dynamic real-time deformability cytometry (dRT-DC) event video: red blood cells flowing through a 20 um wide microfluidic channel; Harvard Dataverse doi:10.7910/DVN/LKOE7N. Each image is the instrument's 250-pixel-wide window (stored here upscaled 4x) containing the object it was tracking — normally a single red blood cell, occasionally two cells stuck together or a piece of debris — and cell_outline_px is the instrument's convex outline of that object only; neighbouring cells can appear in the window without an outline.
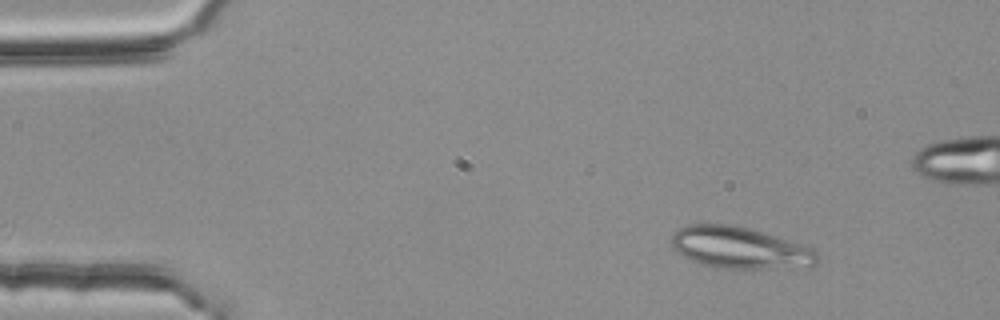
{"species": "common noctule bat (a hibernating species)", "species_latin": "Nyctalus noctula", "temperature_condition": "room temperature", "stored_images_in_passage": 47, "camera_frame_rate_fps": 3000, "um_per_image_px": 0.085, "animal": {"sex": "female", "body_mass_g": 25.1}, "frame": {"image": 1, "passage_image": 1, "time_ms": 0.0, "image_size_px": [1000, 320], "cell_outline_px": [[816, 264], [808, 268], [724, 268], [704, 264], [692, 260], [684, 256], [672, 248], [672, 232], [688, 224], [732, 224], [748, 228], [796, 244], [816, 252]], "centroid_in_image_um": [62.81, 21.07], "position_along_channel_um": 22.2, "area_um2": 34.56}}
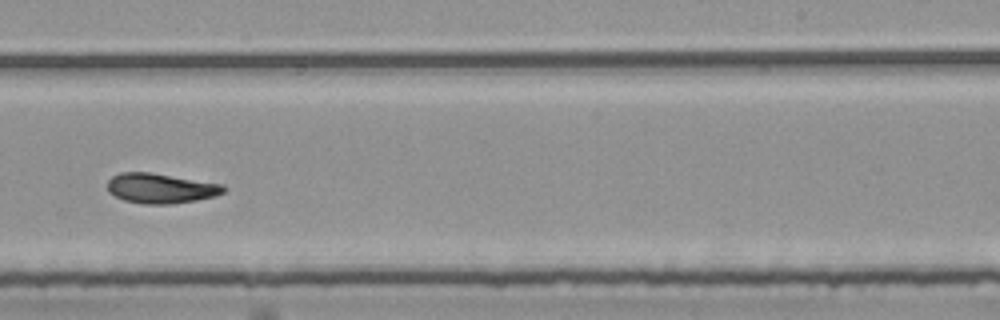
{"frame": {"image": 2, "passage_image": 28, "time_ms": 9.0, "image_size_px": [1000, 320], "cell_outline_px": [[228, 188], [224, 192], [216, 196], [196, 200], [172, 204], [144, 204], [124, 200], [108, 192], [108, 180], [112, 176], [120, 172], [148, 172], [224, 184]], "centroid_in_image_um": [13.68, 16.0], "position_along_channel_um": 275.3, "area_um2": 20.35}}
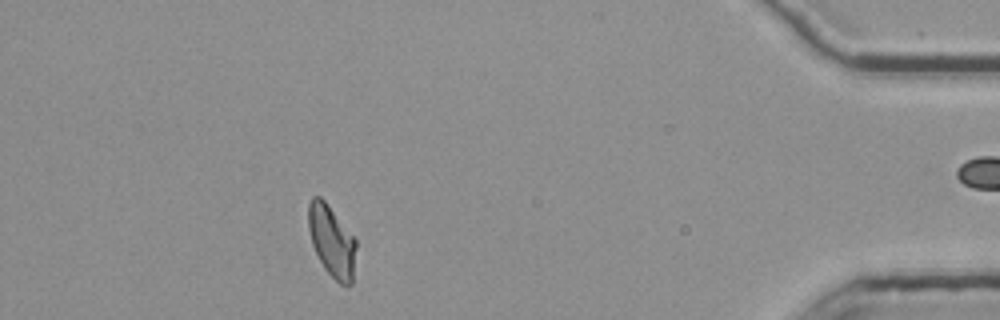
{"frame": {"image": 3, "passage_image": 43, "time_ms": 14.0, "image_size_px": [1000, 320], "cell_outline_px": [[356, 248], [352, 284], [340, 284], [324, 268], [312, 244], [308, 228], [308, 204], [312, 196], [320, 196], [324, 200], [356, 240]], "centroid_in_image_um": [28.18, 20.48], "position_along_channel_um": 407.0, "area_um2": 19.54}, "authors_computed_cell_mechanics": {"area_um2": 20.4034, "velocity_mm_per_s": 3.749, "shape_relaxation_time_tau1_ms": null, "shape_relaxation_time_tau2_ms": 4.2427, "deformation_change_tau1": null, "deformation_change_tau2": 0.1057}}